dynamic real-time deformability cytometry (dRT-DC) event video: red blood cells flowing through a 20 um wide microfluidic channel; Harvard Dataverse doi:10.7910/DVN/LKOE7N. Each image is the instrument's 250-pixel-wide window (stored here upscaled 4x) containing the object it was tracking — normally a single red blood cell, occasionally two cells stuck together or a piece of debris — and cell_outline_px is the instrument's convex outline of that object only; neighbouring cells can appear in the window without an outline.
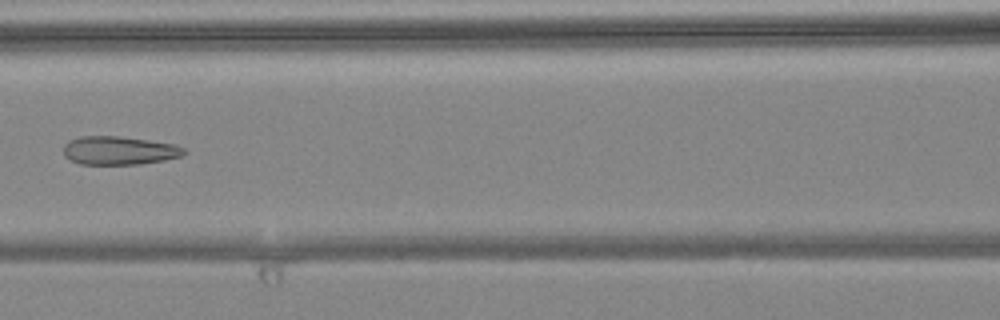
{"species": "common noctule bat (a hibernating species)", "species_latin": "Nyctalus noctula", "temperature_condition": "warm", "stored_images_in_passage": 6, "camera_frame_rate_fps": 3000, "um_per_image_px": 0.085, "animal": {"sex": "female", "body_mass_g": 24.6, "forearm_length_mm": 56.2}, "frame": {"image": 1, "passage_image": 6, "time_ms": 1.667, "image_size_px": [1000, 320], "cell_outline_px": [[188, 152], [180, 156], [164, 160], [140, 164], [80, 164], [68, 160], [64, 156], [64, 144], [68, 140], [80, 136], [116, 136], [148, 140], [176, 144], [184, 148]], "centroid_in_image_um": [10.1, 12.79], "position_along_channel_um": 156.5, "area_um2": 20.11}}